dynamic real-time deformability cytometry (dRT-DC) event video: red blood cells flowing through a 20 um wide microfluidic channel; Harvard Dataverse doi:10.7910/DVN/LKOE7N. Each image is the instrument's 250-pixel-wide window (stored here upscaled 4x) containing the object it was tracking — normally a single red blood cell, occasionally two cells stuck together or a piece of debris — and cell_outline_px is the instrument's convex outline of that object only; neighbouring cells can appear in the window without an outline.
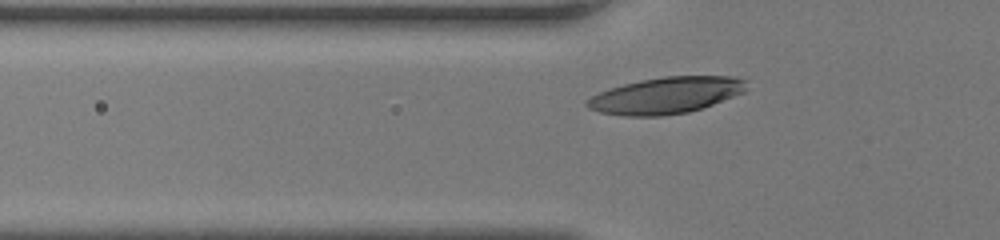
{"species": "human", "species_latin": "Homo sapiens", "temperature_condition": "room temperature", "stored_images_in_passage": 34, "camera_frame_rate_fps": 3000, "um_per_image_px": 0.085, "donor": {"sex": "female"}, "frame": {"image": 1, "passage_image": 11, "time_ms": 3.333, "image_size_px": [1000, 240], "cell_outline_px": [[748, 88], [744, 92], [712, 104], [688, 112], [660, 116], [624, 116], [600, 112], [588, 108], [584, 104], [584, 100], [600, 92], [624, 84], [640, 80], [664, 76], [732, 76], [748, 80]], "centroid_in_image_um": [56.61, 8.1], "position_along_channel_um": 69.2, "area_um2": 33.87}}
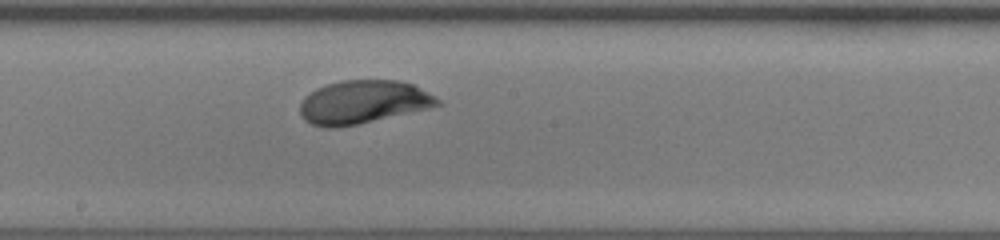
{"frame": {"image": 2, "passage_image": 21, "time_ms": 6.667, "image_size_px": [1000, 240], "cell_outline_px": [[440, 104], [428, 108], [356, 124], [336, 128], [324, 128], [312, 124], [304, 120], [300, 112], [300, 104], [304, 96], [316, 88], [328, 84], [344, 80], [396, 80], [412, 84], [436, 96], [440, 100]], "centroid_in_image_um": [30.82, 8.67], "position_along_channel_um": 217.4, "area_um2": 34.39}}
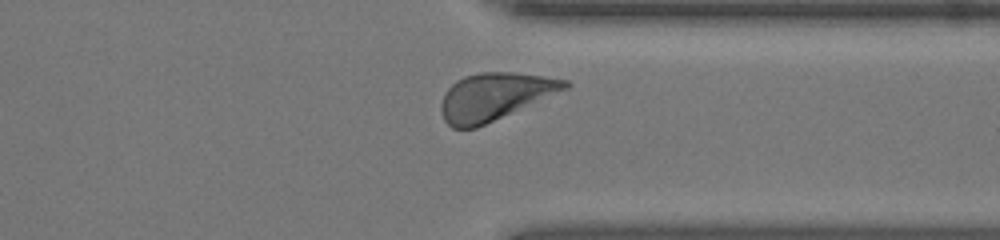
{"frame": {"image": 3, "passage_image": 31, "time_ms": 10.0, "image_size_px": [1000, 240], "cell_outline_px": [[572, 84], [568, 88], [476, 128], [452, 128], [444, 120], [440, 108], [440, 104], [448, 88], [456, 80], [464, 76], [480, 72], [512, 72], [568, 80]], "centroid_in_image_um": [42.02, 8.2], "position_along_channel_um": 369.4, "area_um2": 33.7}}